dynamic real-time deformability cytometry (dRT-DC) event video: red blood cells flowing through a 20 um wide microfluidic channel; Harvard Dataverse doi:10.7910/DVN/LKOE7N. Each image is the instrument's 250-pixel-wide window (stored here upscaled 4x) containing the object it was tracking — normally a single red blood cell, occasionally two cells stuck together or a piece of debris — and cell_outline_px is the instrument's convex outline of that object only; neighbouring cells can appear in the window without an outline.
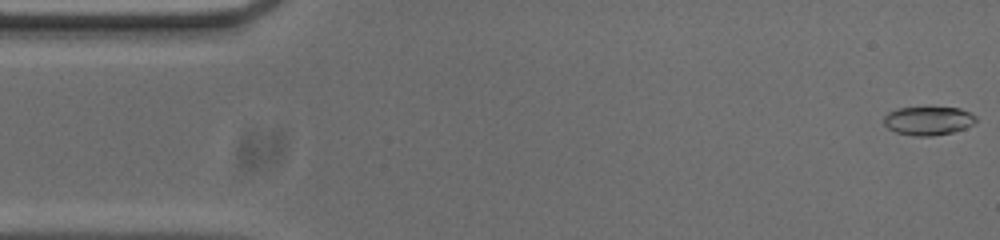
{"species": "common noctule bat (a hibernating species)", "species_latin": "Nyctalus noctula", "temperature_condition": "cold", "stored_images_in_passage": 54, "camera_frame_rate_fps": 3000, "um_per_image_px": 0.085, "animal": {"sex": "male", "body_mass_g": 20.0, "forearm_length_mm": 53.3}, "frame": {"image": 1, "passage_image": 1, "time_ms": 0.0, "image_size_px": [1000, 240], "cell_outline_px": [[976, 120], [972, 124], [964, 128], [952, 132], [932, 136], [916, 136], [896, 132], [888, 128], [884, 124], [884, 116], [888, 112], [896, 108], [960, 108], [976, 116]], "centroid_in_image_um": [78.87, 10.26], "position_along_channel_um": 6.1, "area_um2": 15.14}}
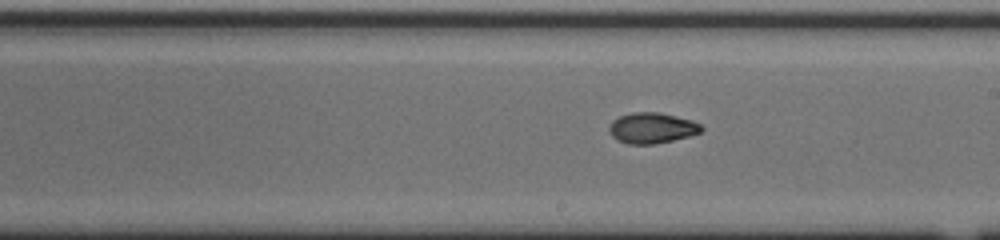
{"frame": {"image": 2, "passage_image": 29, "time_ms": 9.333, "image_size_px": [1000, 240], "cell_outline_px": [[704, 128], [700, 132], [688, 136], [656, 144], [628, 144], [616, 140], [612, 136], [608, 128], [612, 120], [620, 116], [632, 112], [660, 112], [692, 120], [700, 124]], "centroid_in_image_um": [55.39, 10.88], "position_along_channel_um": 233.6, "area_um2": 16.53}}
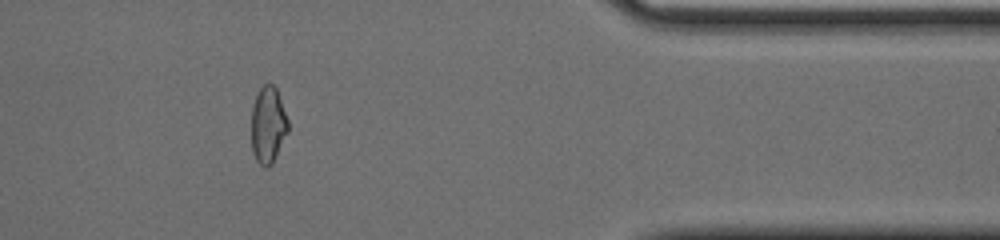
{"frame": {"image": 3, "passage_image": 44, "time_ms": 14.333, "image_size_px": [1000, 240], "cell_outline_px": [[288, 132], [272, 164], [268, 168], [264, 168], [256, 160], [252, 152], [252, 108], [256, 96], [260, 88], [264, 84], [272, 84], [276, 88], [288, 120]], "centroid_in_image_um": [22.78, 10.65], "position_along_channel_um": 388.6, "area_um2": 16.3}, "authors_computed_cell_mechanics": {"area_um2": 16.4441, "velocity_mm_per_s": 3.7195, "shape_relaxation_time_tau1_ms": 3.8007, "shape_relaxation_time_tau2_ms": 2.9647, "deformation_change_tau1": 0.1517, "deformation_change_tau2": 0.0676}}